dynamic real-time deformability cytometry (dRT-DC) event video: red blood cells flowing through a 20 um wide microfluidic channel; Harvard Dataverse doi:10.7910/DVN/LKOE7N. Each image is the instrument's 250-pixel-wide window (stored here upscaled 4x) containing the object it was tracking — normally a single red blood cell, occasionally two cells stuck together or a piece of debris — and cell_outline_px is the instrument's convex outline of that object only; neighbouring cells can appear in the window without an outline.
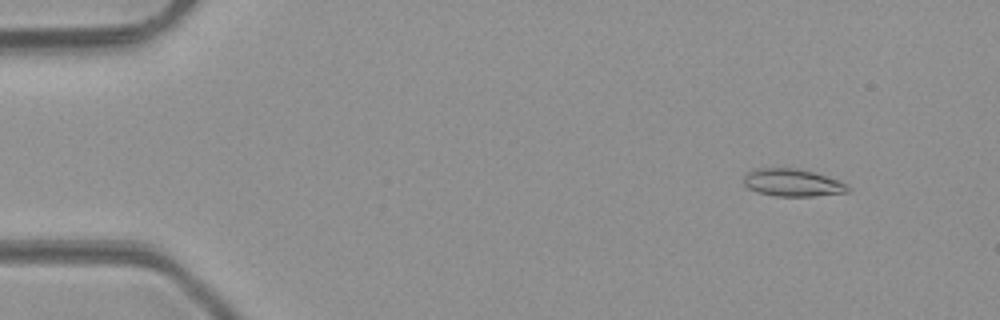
{"species": "common noctule bat (a hibernating species)", "species_latin": "Nyctalus noctula", "temperature_condition": "room temperature", "stored_images_in_passage": 5, "camera_frame_rate_fps": 3000, "um_per_image_px": 0.085, "animal": {"sex": "male", "body_mass_g": 23.1, "forearm_length_mm": 52.7}, "frame": {"image": 1, "passage_image": 1, "time_ms": 0.0, "image_size_px": [1000, 320], "cell_outline_px": [[852, 188], [848, 192], [812, 196], [776, 196], [756, 192], [748, 188], [744, 184], [744, 176], [748, 172], [756, 168], [796, 168], [816, 172], [836, 180]], "centroid_in_image_um": [67.34, 15.52], "position_along_channel_um": 17.7, "area_um2": 16.65}}
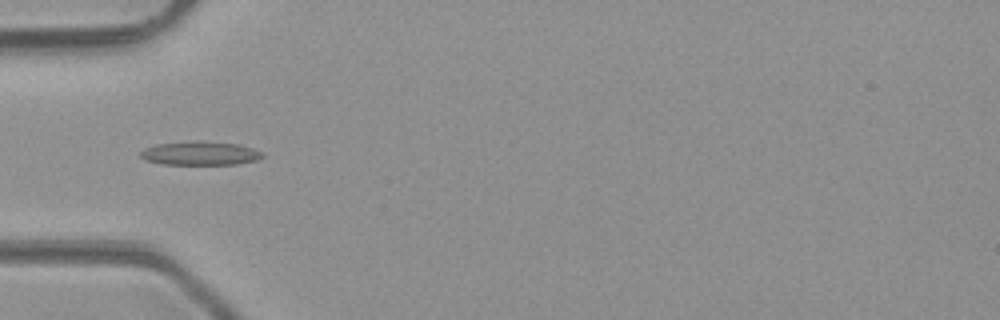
{"frame": {"image": 2, "passage_image": 4, "time_ms": 3.667, "image_size_px": [1000, 320], "cell_outline_px": [[264, 156], [256, 160], [236, 164], [160, 164], [144, 160], [140, 156], [140, 152], [144, 148], [156, 144], [236, 144], [252, 148], [260, 152]], "centroid_in_image_um": [16.96, 13.09], "position_along_channel_um": 68.0, "area_um2": 15.66}}
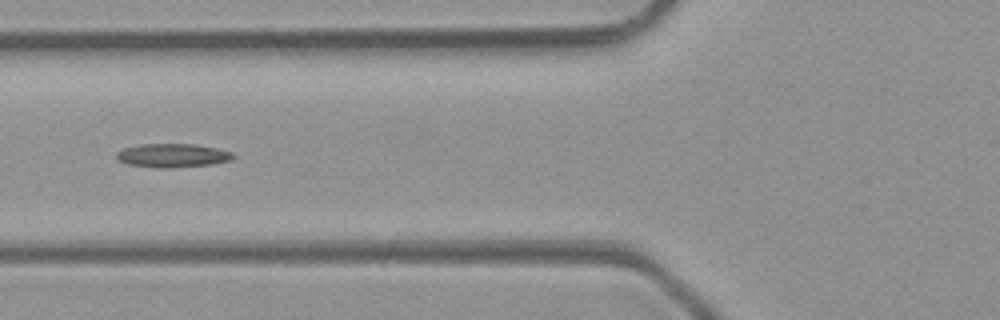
{"frame": {"image": 3, "passage_image": 5, "time_ms": 4.667, "image_size_px": [1000, 320], "cell_outline_px": [[236, 156], [232, 160], [212, 164], [168, 168], [156, 168], [128, 164], [120, 160], [116, 156], [116, 152], [124, 148], [140, 144], [192, 144], [216, 148], [232, 152]], "centroid_in_image_um": [14.68, 13.22], "position_along_channel_um": 111.1, "area_um2": 16.07}}